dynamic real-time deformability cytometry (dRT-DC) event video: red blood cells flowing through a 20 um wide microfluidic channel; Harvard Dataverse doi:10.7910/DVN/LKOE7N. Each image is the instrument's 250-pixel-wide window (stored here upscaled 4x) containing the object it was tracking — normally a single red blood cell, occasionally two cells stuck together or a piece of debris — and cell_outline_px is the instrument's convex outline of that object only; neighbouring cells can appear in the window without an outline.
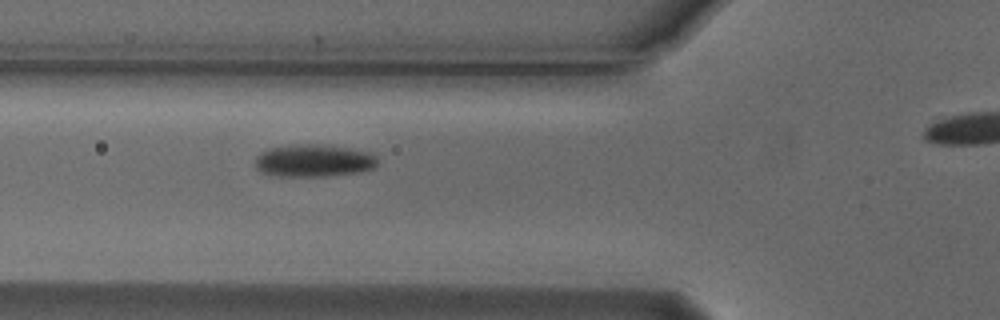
{"species": "Egyptian fruit bat (a non-hibernating species)", "species_latin": "Rousettus aegyptiacus", "temperature_condition": "cold", "stored_images_in_passage": 6, "segment_of_instrument_passage": [1, 2], "camera_frame_rate_fps": 3000, "um_per_image_px": 0.085, "animal": {"sex": "male"}, "frame": {"image": 1, "passage_image": 5, "time_ms": 1.333, "image_size_px": [1000, 320], "cell_outline_px": [[376, 164], [372, 168], [360, 172], [324, 176], [276, 176], [264, 172], [256, 168], [256, 156], [260, 152], [272, 148], [296, 144], [312, 144], [348, 148], [372, 152], [376, 156]], "centroid_in_image_um": [26.67, 13.65], "position_along_channel_um": 99.1, "area_um2": 22.89}}